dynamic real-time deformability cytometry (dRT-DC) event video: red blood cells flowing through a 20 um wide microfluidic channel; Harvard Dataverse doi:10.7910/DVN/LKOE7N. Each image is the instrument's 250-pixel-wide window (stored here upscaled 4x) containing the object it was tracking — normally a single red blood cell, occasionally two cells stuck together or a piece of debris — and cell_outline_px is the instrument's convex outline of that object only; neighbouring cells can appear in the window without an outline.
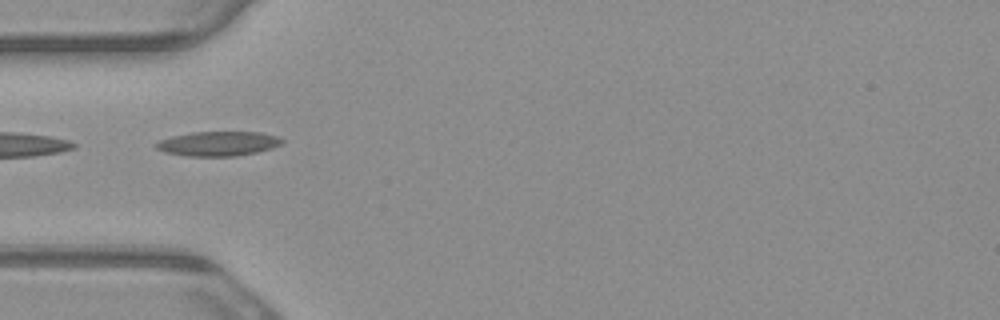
{"species": "common noctule bat (a hibernating species)", "species_latin": "Nyctalus noctula", "temperature_condition": "warm", "stored_images_in_passage": 7, "camera_frame_rate_fps": 3000, "um_per_image_px": 0.085, "animal": {"sex": "male", "body_mass_g": 23.1, "forearm_length_mm": 52.7}, "frame": {"image": 1, "passage_image": 2, "time_ms": 0.333, "image_size_px": [1000, 320], "cell_outline_px": [[284, 140], [280, 144], [272, 148], [256, 152], [236, 156], [184, 156], [164, 152], [156, 148], [156, 144], [160, 140], [172, 136], [192, 132], [260, 132], [276, 136]], "centroid_in_image_um": [18.53, 12.21], "position_along_channel_um": 66.5, "area_um2": 17.92}}
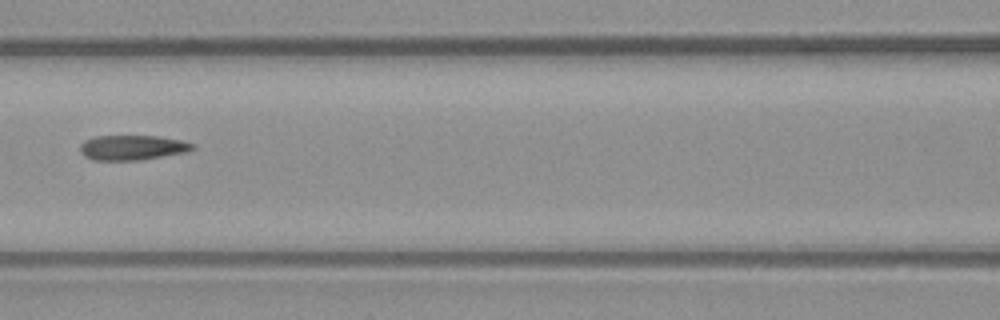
{"frame": {"image": 2, "passage_image": 4, "time_ms": 1.0, "image_size_px": [1000, 320], "cell_outline_px": [[196, 148], [188, 152], [140, 160], [92, 160], [84, 156], [80, 152], [80, 144], [84, 140], [96, 136], [160, 136], [180, 140], [196, 144]], "centroid_in_image_um": [11.27, 12.54], "position_along_channel_um": 155.3, "area_um2": 16.53}}
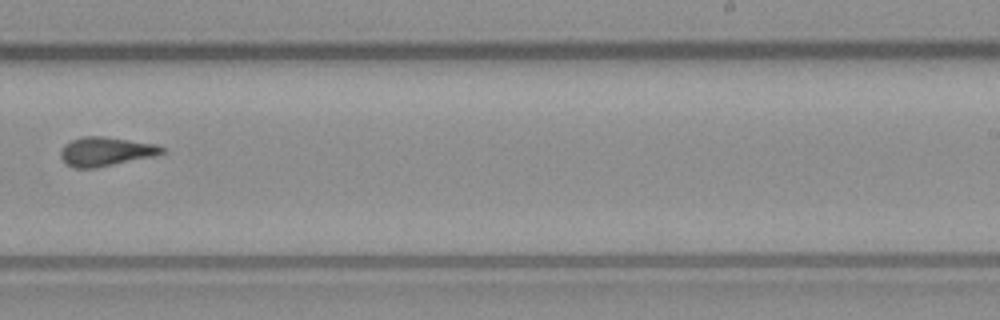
{"frame": {"image": 3, "passage_image": 7, "time_ms": 2.0, "image_size_px": [1000, 320], "cell_outline_px": [[164, 152], [156, 156], [96, 168], [72, 168], [60, 156], [60, 152], [64, 144], [72, 140], [84, 136], [104, 136], [156, 144], [164, 148]], "centroid_in_image_um": [9.0, 12.88], "position_along_channel_um": 280.0, "area_um2": 17.17}}